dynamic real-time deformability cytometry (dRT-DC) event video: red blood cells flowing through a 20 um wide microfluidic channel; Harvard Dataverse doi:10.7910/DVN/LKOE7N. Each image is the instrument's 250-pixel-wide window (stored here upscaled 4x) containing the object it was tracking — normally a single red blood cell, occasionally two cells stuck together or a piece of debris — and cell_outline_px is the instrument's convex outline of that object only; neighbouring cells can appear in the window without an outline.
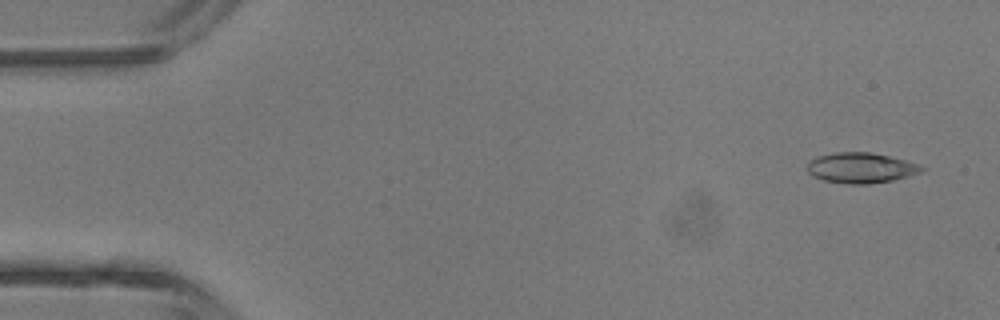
{"species": "common noctule bat (a hibernating species)", "species_latin": "Nyctalus noctula", "temperature_condition": "room temperature", "stored_images_in_passage": 4, "camera_frame_rate_fps": 3000, "um_per_image_px": 0.085, "animal": {"sex": "male", "body_mass_g": 13.3}, "frame": {"image": 1, "passage_image": 1, "time_ms": 0.0, "image_size_px": [1000, 320], "cell_outline_px": [[924, 168], [920, 172], [908, 176], [892, 180], [868, 184], [848, 184], [824, 180], [812, 176], [808, 172], [808, 160], [816, 156], [836, 152], [872, 152], [920, 164]], "centroid_in_image_um": [73.14, 14.26], "position_along_channel_um": 11.9, "area_um2": 20.23}}
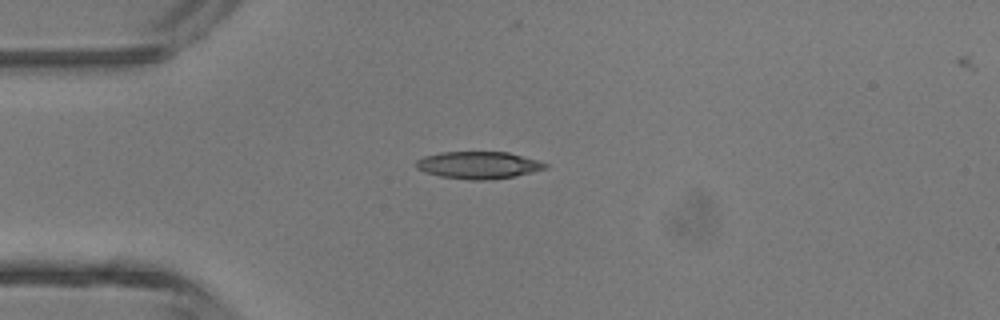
{"frame": {"image": 2, "passage_image": 3, "time_ms": 3.0, "image_size_px": [1000, 320], "cell_outline_px": [[548, 168], [516, 176], [484, 180], [468, 180], [440, 176], [424, 172], [416, 168], [416, 160], [424, 156], [440, 152], [508, 152], [536, 160], [548, 164]], "centroid_in_image_um": [40.64, 14.04], "position_along_channel_um": 44.4, "area_um2": 20.46}}